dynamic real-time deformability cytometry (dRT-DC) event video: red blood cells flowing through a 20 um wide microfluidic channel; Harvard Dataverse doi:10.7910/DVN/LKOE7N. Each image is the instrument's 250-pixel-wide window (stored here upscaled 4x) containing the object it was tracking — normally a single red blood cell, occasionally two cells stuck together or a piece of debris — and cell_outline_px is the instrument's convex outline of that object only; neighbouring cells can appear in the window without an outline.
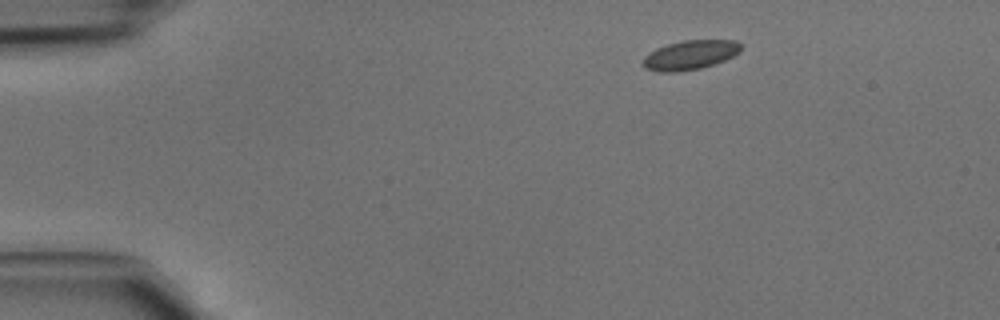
{"species": "common noctule bat (a hibernating species)", "species_latin": "Nyctalus noctula", "temperature_condition": "cold", "stored_images_in_passage": 7, "camera_frame_rate_fps": 3000, "um_per_image_px": 0.085, "animal": {"sex": "male", "body_mass_g": 15.6}, "frame": {"image": 1, "passage_image": 1, "time_ms": 0.0, "image_size_px": [1000, 320], "cell_outline_px": [[740, 52], [724, 60], [700, 68], [676, 72], [656, 72], [644, 68], [640, 64], [644, 56], [648, 52], [656, 48], [668, 44], [684, 40], [736, 40], [740, 44]], "centroid_in_image_um": [58.58, 4.68], "position_along_channel_um": 26.4, "area_um2": 16.82}}